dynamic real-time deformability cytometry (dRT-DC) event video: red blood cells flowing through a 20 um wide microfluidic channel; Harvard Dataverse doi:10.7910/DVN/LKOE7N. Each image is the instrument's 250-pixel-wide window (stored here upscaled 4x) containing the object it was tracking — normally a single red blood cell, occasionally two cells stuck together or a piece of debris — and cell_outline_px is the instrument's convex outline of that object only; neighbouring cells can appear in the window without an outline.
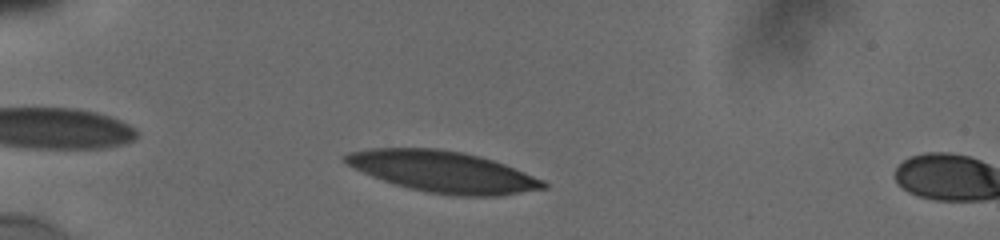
{"species": "human", "species_latin": "Homo sapiens", "temperature_condition": "cold", "stored_images_in_passage": 5, "camera_frame_rate_fps": 3000, "um_per_image_px": 0.085, "donor": {"sex": "male"}, "frame": {"image": 1, "passage_image": 3, "time_ms": 1.0, "image_size_px": [1000, 240], "cell_outline_px": [[548, 188], [500, 196], [452, 196], [428, 192], [408, 188], [372, 176], [352, 168], [344, 164], [340, 156], [348, 152], [372, 148], [436, 148], [464, 152], [480, 156], [504, 164], [544, 180], [548, 184]], "centroid_in_image_um": [37.63, 14.59], "position_along_channel_um": 47.4, "area_um2": 47.86}}